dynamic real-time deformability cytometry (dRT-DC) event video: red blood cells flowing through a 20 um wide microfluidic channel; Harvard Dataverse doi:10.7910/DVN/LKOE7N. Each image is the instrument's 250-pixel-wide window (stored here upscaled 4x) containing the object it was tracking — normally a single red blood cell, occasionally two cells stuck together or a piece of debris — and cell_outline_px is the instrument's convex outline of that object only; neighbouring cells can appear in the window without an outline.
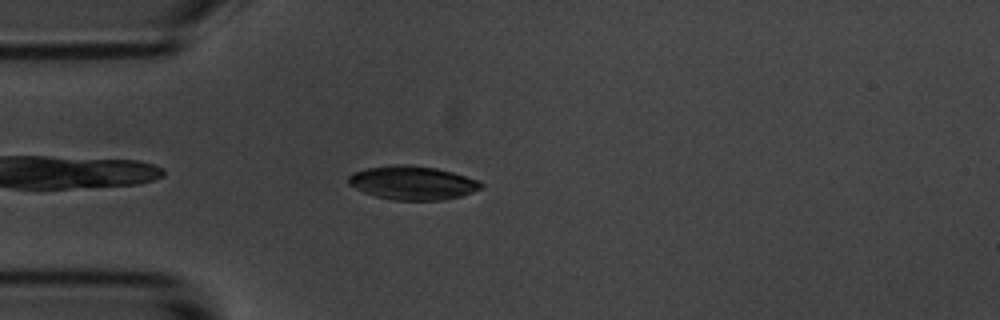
{"species": "common noctule bat (a hibernating species)", "species_latin": "Nyctalus noctula", "temperature_condition": "room temperature", "stored_images_in_passage": 23, "camera_frame_rate_fps": 3000, "um_per_image_px": 0.085, "animal": {"sex": "male", "body_mass_g": 20.1, "forearm_length_mm": 53.5}, "frame": {"image": 1, "passage_image": 4, "time_ms": 1.0, "image_size_px": [1000, 320], "cell_outline_px": [[484, 188], [460, 196], [440, 200], [392, 200], [376, 196], [364, 192], [348, 184], [348, 176], [352, 172], [368, 168], [392, 164], [408, 164], [436, 168], [452, 172], [476, 180], [484, 184]], "centroid_in_image_um": [35.05, 15.53], "position_along_channel_um": 50.0, "area_um2": 26.01}}
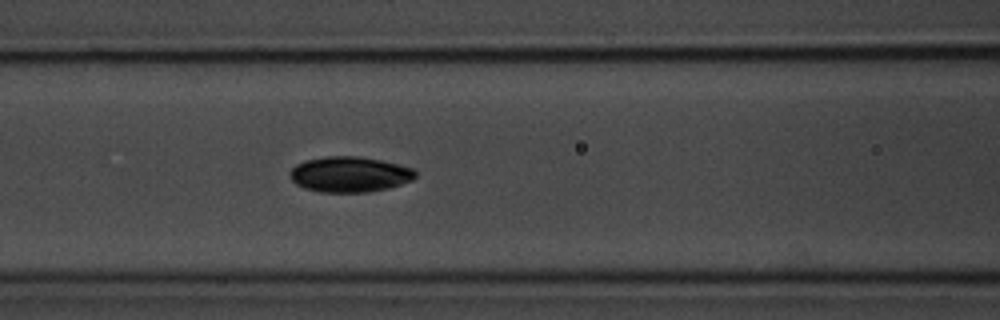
{"frame": {"image": 2, "passage_image": 12, "time_ms": 3.667, "image_size_px": [1000, 320], "cell_outline_px": [[416, 176], [412, 180], [388, 188], [368, 192], [320, 192], [304, 188], [296, 184], [292, 180], [288, 172], [296, 164], [304, 160], [324, 156], [360, 156], [400, 164], [416, 168]], "centroid_in_image_um": [29.72, 14.81], "position_along_channel_um": 136.9, "area_um2": 26.24}}
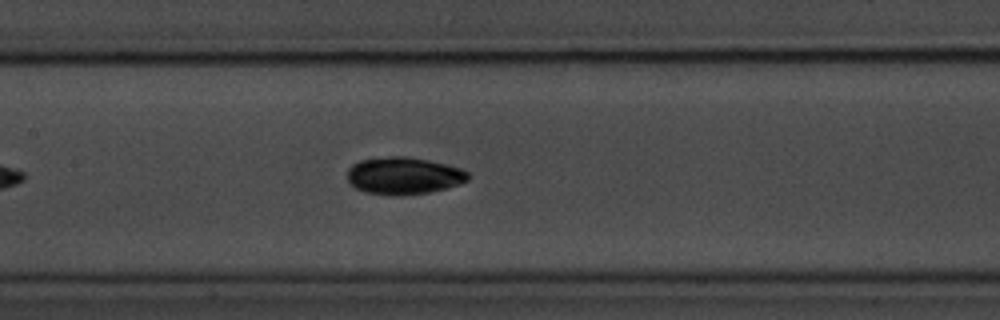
{"frame": {"image": 3, "passage_image": 15, "time_ms": 4.667, "image_size_px": [1000, 320], "cell_outline_px": [[468, 180], [460, 184], [448, 188], [428, 192], [404, 196], [388, 196], [364, 192], [356, 188], [348, 180], [348, 168], [352, 164], [360, 160], [392, 156], [404, 156], [428, 160], [460, 168], [468, 172]], "centroid_in_image_um": [34.3, 14.95], "position_along_channel_um": 173.1, "area_um2": 26.3}}